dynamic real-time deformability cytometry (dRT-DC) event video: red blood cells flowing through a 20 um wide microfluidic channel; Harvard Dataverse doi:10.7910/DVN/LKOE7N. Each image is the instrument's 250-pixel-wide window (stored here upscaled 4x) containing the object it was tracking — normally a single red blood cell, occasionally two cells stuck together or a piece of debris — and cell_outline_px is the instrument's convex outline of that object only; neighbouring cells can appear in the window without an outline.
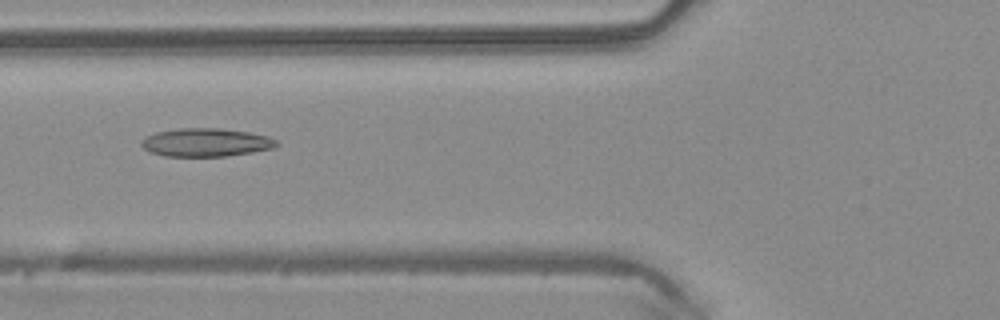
{"species": "common noctule bat (a hibernating species)", "species_latin": "Nyctalus noctula", "temperature_condition": "warm", "stored_images_in_passage": 39, "camera_frame_rate_fps": 3000, "um_per_image_px": 0.085, "animal": {"sex": "male", "body_mass_g": 20.4}, "frame": {"image": 1, "passage_image": 9, "time_ms": 2.667, "image_size_px": [1000, 320], "cell_outline_px": [[280, 144], [272, 148], [252, 152], [224, 156], [164, 156], [152, 152], [144, 148], [140, 144], [140, 140], [144, 136], [156, 132], [180, 128], [220, 128], [248, 132], [268, 136], [276, 140]], "centroid_in_image_um": [17.48, 12.1], "position_along_channel_um": 108.3, "area_um2": 22.25}}
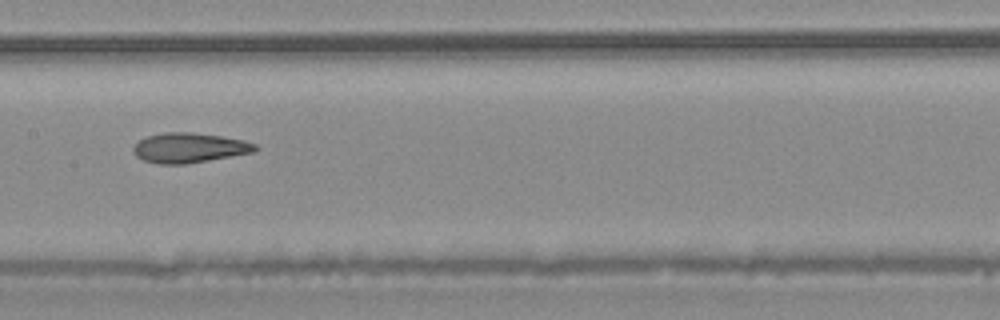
{"frame": {"image": 2, "passage_image": 15, "time_ms": 4.667, "image_size_px": [1000, 320], "cell_outline_px": [[260, 148], [252, 152], [208, 160], [184, 164], [156, 164], [144, 160], [136, 156], [132, 152], [132, 148], [140, 140], [148, 136], [164, 132], [192, 132], [220, 136], [244, 140], [256, 144]], "centroid_in_image_um": [16.07, 12.56], "position_along_channel_um": 191.3, "area_um2": 21.1}}
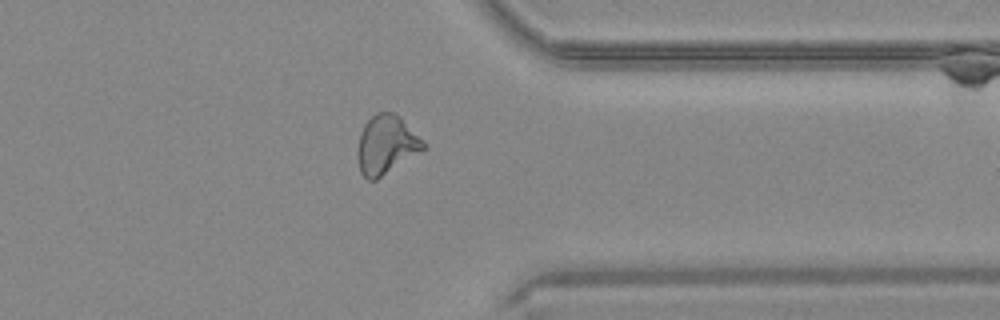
{"frame": {"image": 3, "passage_image": 29, "time_ms": 9.333, "image_size_px": [1000, 320], "cell_outline_px": [[428, 148], [376, 180], [368, 180], [360, 172], [356, 152], [360, 132], [364, 124], [376, 112], [392, 112], [400, 116], [428, 144]], "centroid_in_image_um": [32.86, 12.31], "position_along_channel_um": 378.5, "area_um2": 23.0}, "authors_computed_cell_mechanics": {"area_um2": 21.7328, "velocity_mm_per_s": 4.1308, "shape_relaxation_time_tau1_ms": null, "shape_relaxation_time_tau2_ms": 2.6909, "deformation_change_tau1": null, "deformation_change_tau2": 0.1124}}